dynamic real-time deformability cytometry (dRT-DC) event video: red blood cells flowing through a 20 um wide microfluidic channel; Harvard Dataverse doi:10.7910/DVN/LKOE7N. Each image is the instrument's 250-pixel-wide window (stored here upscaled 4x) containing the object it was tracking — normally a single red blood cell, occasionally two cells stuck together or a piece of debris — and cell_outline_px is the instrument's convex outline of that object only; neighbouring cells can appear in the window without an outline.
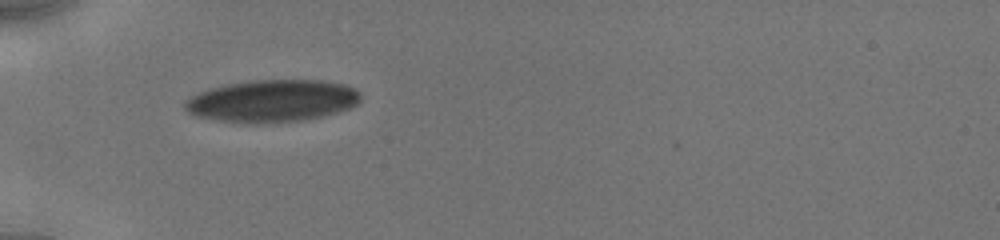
{"species": "human", "species_latin": "Homo sapiens", "temperature_condition": "cold", "stored_images_in_passage": 24, "camera_frame_rate_fps": 3000, "um_per_image_px": 0.085, "donor": {"sex": "male"}, "frame": {"image": 1, "passage_image": 1, "time_ms": 0.0, "image_size_px": [1000, 240], "cell_outline_px": [[360, 100], [356, 104], [348, 108], [336, 112], [304, 120], [260, 124], [248, 124], [216, 120], [196, 116], [188, 112], [184, 108], [184, 100], [200, 92], [212, 88], [228, 84], [252, 80], [324, 80], [344, 84], [356, 88], [360, 92]], "centroid_in_image_um": [23.13, 8.58], "position_along_channel_um": 61.9, "area_um2": 43.41}}
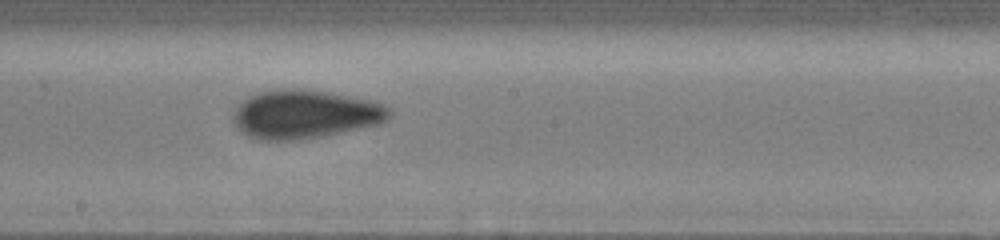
{"frame": {"image": 2, "passage_image": 10, "time_ms": 4.333, "image_size_px": [1000, 240], "cell_outline_px": [[392, 116], [388, 120], [380, 124], [324, 136], [300, 140], [256, 140], [240, 132], [236, 128], [232, 120], [232, 116], [236, 108], [248, 96], [260, 92], [280, 88], [292, 88], [328, 92], [372, 100], [388, 108], [392, 112]], "centroid_in_image_um": [25.9, 9.72], "position_along_channel_um": 222.3, "area_um2": 44.56}}
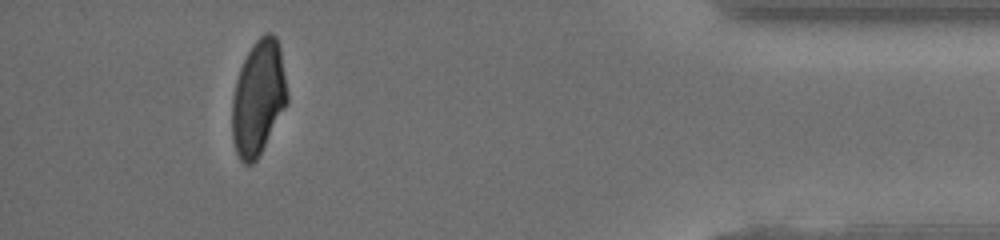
{"frame": {"image": 3, "passage_image": 21, "time_ms": 10.333, "image_size_px": [1000, 240], "cell_outline_px": [[288, 100], [284, 108], [256, 160], [252, 164], [244, 164], [240, 160], [236, 152], [232, 140], [232, 96], [236, 80], [240, 68], [252, 44], [260, 36], [268, 32], [272, 32], [276, 36], [280, 48], [288, 92]], "centroid_in_image_um": [21.94, 8.29], "position_along_channel_um": 413.3, "area_um2": 36.7}, "authors_computed_cell_mechanics": {"area_um2": 42.4252, "velocity_mm_per_s": 3.936, "shape_relaxation_time_tau1_ms": 6.9246, "shape_relaxation_time_tau2_ms": 1.0456, "deformation_change_tau1": 0.1419, "deformation_change_tau2": 0.0496}}